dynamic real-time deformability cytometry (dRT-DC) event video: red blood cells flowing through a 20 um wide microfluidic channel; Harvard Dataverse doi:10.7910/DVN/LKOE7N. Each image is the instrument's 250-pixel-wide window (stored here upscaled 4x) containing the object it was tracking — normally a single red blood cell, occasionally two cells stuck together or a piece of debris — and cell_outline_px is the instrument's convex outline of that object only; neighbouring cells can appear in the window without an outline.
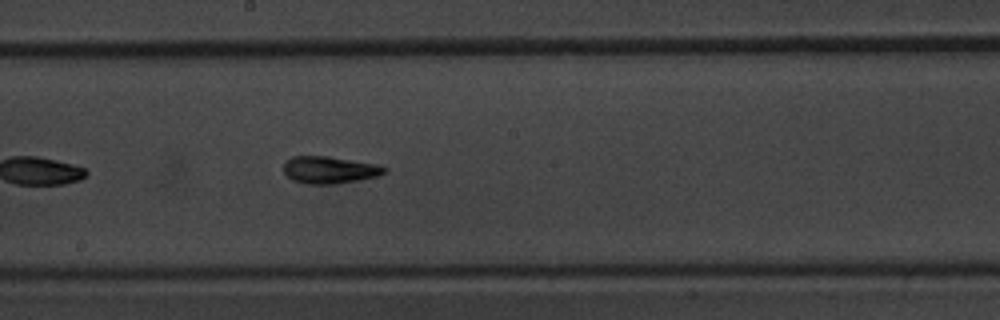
{"species": "common noctule bat (a hibernating species)", "species_latin": "Nyctalus noctula", "temperature_condition": "warm", "stored_images_in_passage": 18, "camera_frame_rate_fps": 3000, "um_per_image_px": 0.085, "animal": {"sex": "male", "body_mass_g": 20.1, "forearm_length_mm": 53.5}, "frame": {"image": 1, "passage_image": 13, "time_ms": 4.0, "image_size_px": [1000, 320], "cell_outline_px": [[388, 172], [376, 176], [336, 184], [304, 184], [292, 180], [284, 172], [284, 164], [292, 156], [328, 156], [376, 164], [388, 168]], "centroid_in_image_um": [28.01, 14.44], "position_along_channel_um": 220.2, "area_um2": 15.9}}